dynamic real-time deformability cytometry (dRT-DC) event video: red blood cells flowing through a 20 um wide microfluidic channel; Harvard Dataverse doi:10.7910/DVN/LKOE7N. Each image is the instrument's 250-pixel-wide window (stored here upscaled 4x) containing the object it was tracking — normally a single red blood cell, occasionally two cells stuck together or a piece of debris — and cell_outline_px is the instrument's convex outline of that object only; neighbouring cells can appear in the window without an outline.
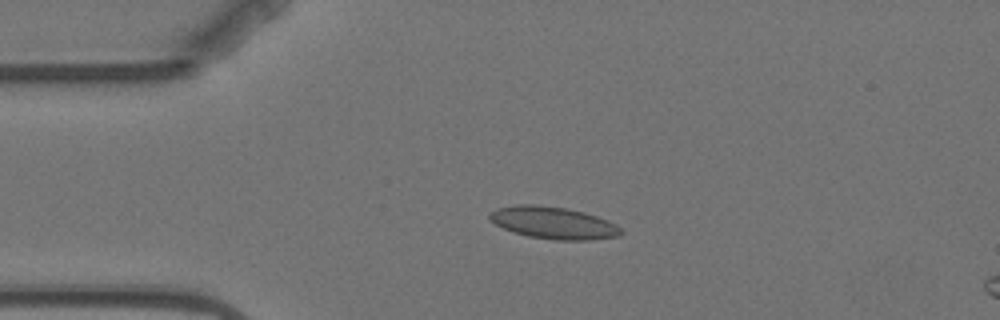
{"species": "Egyptian fruit bat (a non-hibernating species)", "species_latin": "Rousettus aegyptiacus", "temperature_condition": "warm", "stored_images_in_passage": 4, "camera_frame_rate_fps": 3000, "um_per_image_px": 0.085, "animal": {"sex": "female"}, "frame": {"image": 1, "passage_image": 3, "time_ms": 3.667, "image_size_px": [1000, 320], "cell_outline_px": [[624, 232], [620, 236], [588, 240], [556, 240], [528, 236], [512, 232], [488, 220], [488, 212], [496, 208], [516, 204], [536, 204], [564, 208], [584, 212], [608, 220], [616, 224]], "centroid_in_image_um": [47.0, 18.93], "position_along_channel_um": 38.0, "area_um2": 24.8}}